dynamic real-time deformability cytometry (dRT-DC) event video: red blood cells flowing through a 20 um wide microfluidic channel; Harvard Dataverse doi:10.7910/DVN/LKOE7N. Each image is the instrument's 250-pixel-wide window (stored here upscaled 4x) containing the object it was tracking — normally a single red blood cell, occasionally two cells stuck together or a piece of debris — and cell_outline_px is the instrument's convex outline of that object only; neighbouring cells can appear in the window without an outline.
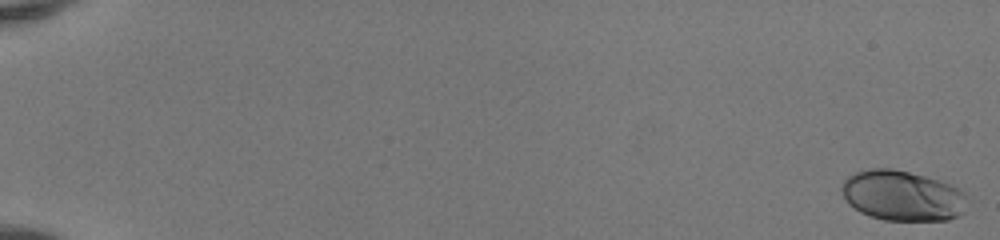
{"species": "human", "species_latin": "Homo sapiens", "temperature_condition": "room temperature", "stored_images_in_passage": 52, "camera_frame_rate_fps": 3000, "um_per_image_px": 0.085, "donor": {"sex": "female"}, "frame": {"image": 1, "passage_image": 1, "time_ms": 0.0, "image_size_px": [1000, 240], "cell_outline_px": [[968, 196], [964, 212], [960, 216], [948, 220], [884, 220], [868, 216], [860, 212], [848, 204], [840, 188], [844, 180], [848, 176], [856, 172], [872, 168], [892, 168], [940, 180], [960, 188]], "centroid_in_image_um": [76.73, 16.64], "position_along_channel_um": 8.3, "area_um2": 37.17}}
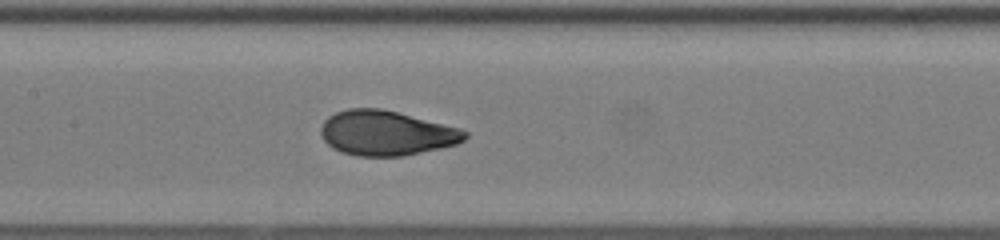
{"frame": {"image": 2, "passage_image": 28, "time_ms": 9.0, "image_size_px": [1000, 240], "cell_outline_px": [[468, 136], [464, 140], [456, 144], [440, 148], [404, 156], [356, 156], [340, 152], [332, 148], [324, 140], [320, 132], [320, 128], [324, 120], [328, 116], [336, 112], [348, 108], [380, 108], [460, 128], [468, 132]], "centroid_in_image_um": [32.81, 11.32], "position_along_channel_um": 174.6, "area_um2": 37.63}}
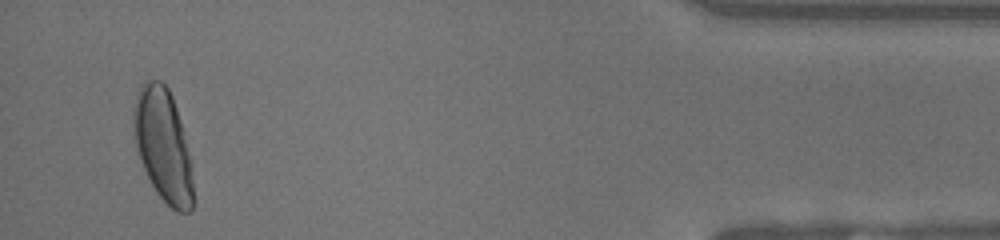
{"frame": {"image": 3, "passage_image": 50, "time_ms": 16.333, "image_size_px": [1000, 240], "cell_outline_px": [[192, 208], [188, 212], [176, 212], [156, 192], [140, 160], [136, 144], [132, 120], [132, 112], [136, 96], [140, 84], [144, 80], [160, 80], [168, 88], [172, 96], [180, 120], [188, 156], [192, 184]], "centroid_in_image_um": [13.81, 12.29], "position_along_channel_um": 421.4, "area_um2": 38.32}, "authors_computed_cell_mechanics": {"area_um2": 36.9053, "velocity_mm_per_s": 4.1696, "shape_relaxation_time_tau1_ms": 4.0002, "shape_relaxation_time_tau2_ms": null, "deformation_change_tau1": 0.2061, "deformation_change_tau2": null}}